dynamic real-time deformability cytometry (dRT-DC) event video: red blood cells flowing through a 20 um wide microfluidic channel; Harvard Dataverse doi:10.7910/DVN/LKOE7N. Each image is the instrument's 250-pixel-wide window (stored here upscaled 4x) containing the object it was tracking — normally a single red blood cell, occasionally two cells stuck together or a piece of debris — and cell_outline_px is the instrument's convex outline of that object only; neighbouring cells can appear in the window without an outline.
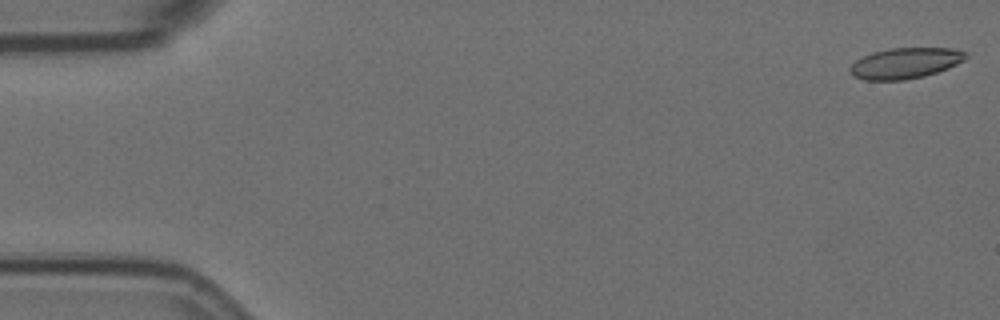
{"species": "Egyptian fruit bat (a non-hibernating species)", "species_latin": "Rousettus aegyptiacus", "temperature_condition": "room temperature", "stored_images_in_passage": 15, "camera_frame_rate_fps": 3000, "um_per_image_px": 0.085, "animal": {"sex": "female"}, "frame": {"image": 1, "passage_image": 1, "time_ms": 0.0, "image_size_px": [1000, 320], "cell_outline_px": [[968, 56], [964, 60], [948, 68], [924, 76], [904, 80], [864, 80], [852, 76], [848, 72], [848, 68], [856, 60], [872, 52], [892, 48], [952, 48], [968, 52]], "centroid_in_image_um": [76.93, 5.37], "position_along_channel_um": 8.1, "area_um2": 20.87}}
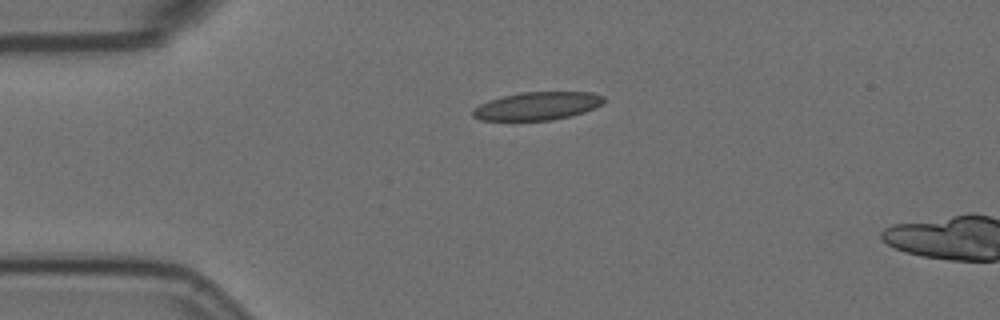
{"frame": {"image": 2, "passage_image": 13, "time_ms": 4.0, "image_size_px": [1000, 320], "cell_outline_px": [[604, 100], [596, 108], [572, 116], [552, 120], [480, 120], [472, 116], [472, 108], [488, 100], [500, 96], [520, 92], [592, 92], [604, 96]], "centroid_in_image_um": [45.65, 9.0], "position_along_channel_um": 39.4, "area_um2": 21.62}}